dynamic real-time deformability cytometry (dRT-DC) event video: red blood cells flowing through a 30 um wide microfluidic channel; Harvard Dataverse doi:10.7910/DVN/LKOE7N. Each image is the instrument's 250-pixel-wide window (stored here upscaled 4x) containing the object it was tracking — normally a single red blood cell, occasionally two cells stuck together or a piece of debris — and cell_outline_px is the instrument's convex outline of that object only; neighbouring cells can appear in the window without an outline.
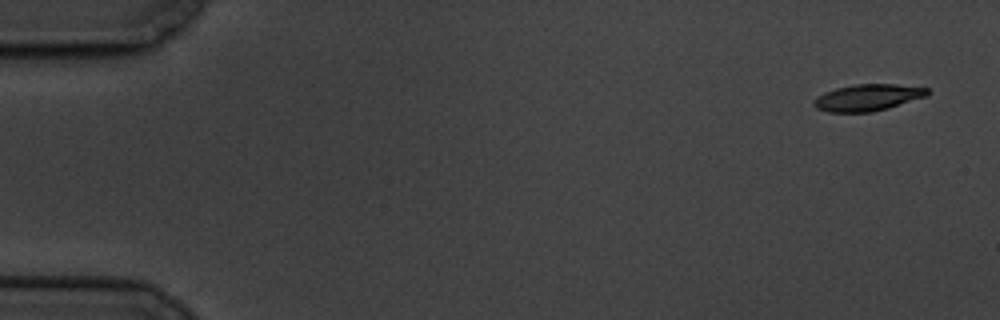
{"species": "common noctule bat (a hibernating species)", "species_latin": "Nyctalus noctula", "temperature_condition": "cold", "stored_images_in_passage": 7, "camera_frame_rate_fps": 3000, "um_per_image_px": 0.085, "animal": {"sex": "male", "body_mass_g": 19.5, "forearm_length_mm": 54.6}, "frame": {"image": 1, "passage_image": 1, "time_ms": 0.0, "image_size_px": [1000, 320], "cell_outline_px": [[928, 96], [888, 108], [872, 112], [828, 112], [816, 108], [812, 104], [816, 96], [824, 92], [836, 88], [856, 84], [896, 84], [928, 88]], "centroid_in_image_um": [73.74, 8.29], "position_along_channel_um": 11.3, "area_um2": 17.69}}
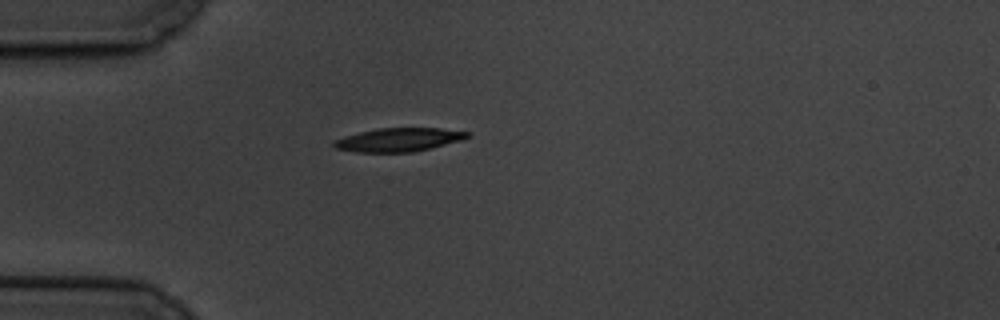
{"frame": {"image": 2, "passage_image": 5, "time_ms": 4.667, "image_size_px": [1000, 320], "cell_outline_px": [[472, 132], [468, 136], [460, 140], [412, 152], [356, 152], [336, 148], [332, 144], [336, 140], [344, 136], [376, 128], [440, 128]], "centroid_in_image_um": [33.87, 11.87], "position_along_channel_um": 51.1, "area_um2": 18.03}}
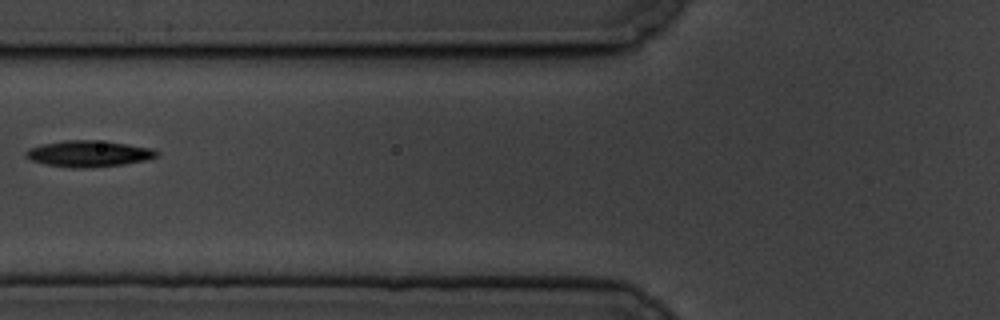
{"frame": {"image": 3, "passage_image": 7, "time_ms": 7.0, "image_size_px": [1000, 320], "cell_outline_px": [[160, 152], [156, 156], [144, 160], [124, 164], [92, 168], [72, 168], [48, 164], [32, 160], [24, 156], [24, 152], [28, 148], [40, 144], [64, 140], [92, 140], [124, 144], [152, 148]], "centroid_in_image_um": [7.49, 13.06], "position_along_channel_um": 118.3, "area_um2": 19.88}}